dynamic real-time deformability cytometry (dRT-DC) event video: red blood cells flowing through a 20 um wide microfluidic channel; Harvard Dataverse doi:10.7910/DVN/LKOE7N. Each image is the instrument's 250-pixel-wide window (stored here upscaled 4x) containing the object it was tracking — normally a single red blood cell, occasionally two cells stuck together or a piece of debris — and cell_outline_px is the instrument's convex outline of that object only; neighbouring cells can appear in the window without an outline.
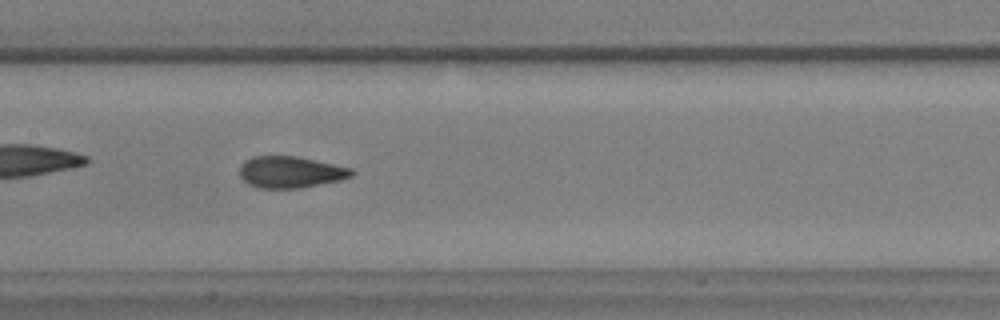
{"species": "common noctule bat (a hibernating species)", "species_latin": "Nyctalus noctula", "temperature_condition": "warm", "stored_images_in_passage": 52, "camera_frame_rate_fps": 3000, "um_per_image_px": 0.085, "animal": {"sex": "male", "body_mass_g": 17.9, "forearm_length_mm": 54.2}, "frame": {"image": 1, "passage_image": 23, "time_ms": 7.333, "image_size_px": [1000, 320], "cell_outline_px": [[356, 172], [352, 176], [340, 180], [300, 188], [260, 188], [248, 184], [240, 176], [240, 164], [244, 160], [252, 156], [296, 156], [352, 168]], "centroid_in_image_um": [24.68, 14.62], "position_along_channel_um": 182.7, "area_um2": 20.63}}
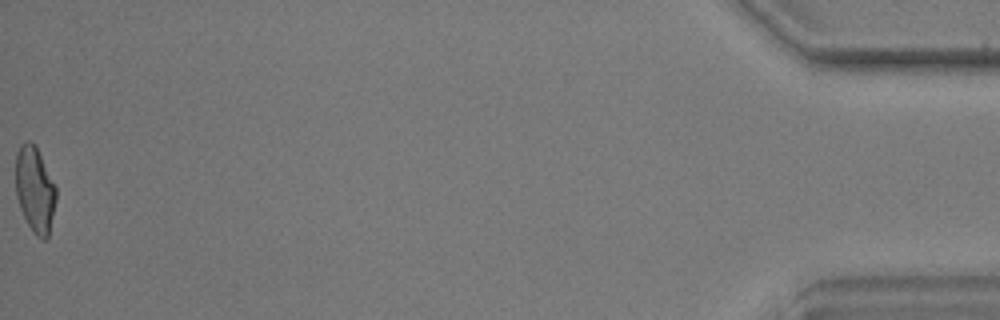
{"frame": {"image": 2, "passage_image": 52, "time_ms": 17.0, "image_size_px": [1000, 320], "cell_outline_px": [[56, 200], [48, 236], [44, 240], [40, 240], [32, 232], [20, 208], [16, 196], [16, 152], [20, 144], [24, 140], [32, 140], [36, 144], [56, 188]], "centroid_in_image_um": [2.95, 16.08], "position_along_channel_um": 432.2, "area_um2": 20.4}, "authors_computed_cell_mechanics": {"area_um2": 20.4034, "velocity_mm_per_s": 3.5502, "shape_relaxation_time_tau1_ms": 8.426, "shape_relaxation_time_tau2_ms": 1.381, "deformation_change_tau1": 0.2187, "deformation_change_tau2": 0.0757}}